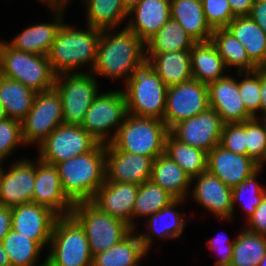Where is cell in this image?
I'll use <instances>...</instances> for the list:
<instances>
[{
    "label": "cell",
    "instance_id": "cell-1",
    "mask_svg": "<svg viewBox=\"0 0 266 266\" xmlns=\"http://www.w3.org/2000/svg\"><path fill=\"white\" fill-rule=\"evenodd\" d=\"M111 30L115 28L101 31L95 65L90 72L111 79L124 77L126 83L137 69L147 63L146 45L127 26L117 34L114 31L111 34Z\"/></svg>",
    "mask_w": 266,
    "mask_h": 266
},
{
    "label": "cell",
    "instance_id": "cell-2",
    "mask_svg": "<svg viewBox=\"0 0 266 266\" xmlns=\"http://www.w3.org/2000/svg\"><path fill=\"white\" fill-rule=\"evenodd\" d=\"M55 166L63 192L73 204L92 201L106 179L105 144L98 143L91 151Z\"/></svg>",
    "mask_w": 266,
    "mask_h": 266
},
{
    "label": "cell",
    "instance_id": "cell-3",
    "mask_svg": "<svg viewBox=\"0 0 266 266\" xmlns=\"http://www.w3.org/2000/svg\"><path fill=\"white\" fill-rule=\"evenodd\" d=\"M86 27V30H78L65 22L60 27L48 54L51 68L56 75L74 73V69L84 64H90L91 70L94 67L102 30Z\"/></svg>",
    "mask_w": 266,
    "mask_h": 266
},
{
    "label": "cell",
    "instance_id": "cell-4",
    "mask_svg": "<svg viewBox=\"0 0 266 266\" xmlns=\"http://www.w3.org/2000/svg\"><path fill=\"white\" fill-rule=\"evenodd\" d=\"M168 133L163 120L127 113L110 144L120 151L155 159L165 153Z\"/></svg>",
    "mask_w": 266,
    "mask_h": 266
},
{
    "label": "cell",
    "instance_id": "cell-5",
    "mask_svg": "<svg viewBox=\"0 0 266 266\" xmlns=\"http://www.w3.org/2000/svg\"><path fill=\"white\" fill-rule=\"evenodd\" d=\"M0 74L21 82L36 93L54 88L56 74L48 55L32 54L0 41Z\"/></svg>",
    "mask_w": 266,
    "mask_h": 266
},
{
    "label": "cell",
    "instance_id": "cell-6",
    "mask_svg": "<svg viewBox=\"0 0 266 266\" xmlns=\"http://www.w3.org/2000/svg\"><path fill=\"white\" fill-rule=\"evenodd\" d=\"M124 87L127 113L163 120L168 87L148 63L137 69Z\"/></svg>",
    "mask_w": 266,
    "mask_h": 266
},
{
    "label": "cell",
    "instance_id": "cell-7",
    "mask_svg": "<svg viewBox=\"0 0 266 266\" xmlns=\"http://www.w3.org/2000/svg\"><path fill=\"white\" fill-rule=\"evenodd\" d=\"M48 246L46 261L51 266H92L93 255L87 236L71 214L58 216Z\"/></svg>",
    "mask_w": 266,
    "mask_h": 266
},
{
    "label": "cell",
    "instance_id": "cell-8",
    "mask_svg": "<svg viewBox=\"0 0 266 266\" xmlns=\"http://www.w3.org/2000/svg\"><path fill=\"white\" fill-rule=\"evenodd\" d=\"M71 215L83 227L93 256L122 241L133 230L124 221L101 211L91 201L75 203Z\"/></svg>",
    "mask_w": 266,
    "mask_h": 266
},
{
    "label": "cell",
    "instance_id": "cell-9",
    "mask_svg": "<svg viewBox=\"0 0 266 266\" xmlns=\"http://www.w3.org/2000/svg\"><path fill=\"white\" fill-rule=\"evenodd\" d=\"M95 77L90 71L56 75L54 88L61 97L63 124L82 125L86 112L99 93Z\"/></svg>",
    "mask_w": 266,
    "mask_h": 266
},
{
    "label": "cell",
    "instance_id": "cell-10",
    "mask_svg": "<svg viewBox=\"0 0 266 266\" xmlns=\"http://www.w3.org/2000/svg\"><path fill=\"white\" fill-rule=\"evenodd\" d=\"M126 115L127 105L123 91L117 89L98 93L86 112L81 127L99 143L108 144L113 140ZM111 130L114 133L109 135Z\"/></svg>",
    "mask_w": 266,
    "mask_h": 266
},
{
    "label": "cell",
    "instance_id": "cell-11",
    "mask_svg": "<svg viewBox=\"0 0 266 266\" xmlns=\"http://www.w3.org/2000/svg\"><path fill=\"white\" fill-rule=\"evenodd\" d=\"M61 124L63 111L58 91L52 88L36 93L31 110L21 121L24 143L39 145Z\"/></svg>",
    "mask_w": 266,
    "mask_h": 266
},
{
    "label": "cell",
    "instance_id": "cell-12",
    "mask_svg": "<svg viewBox=\"0 0 266 266\" xmlns=\"http://www.w3.org/2000/svg\"><path fill=\"white\" fill-rule=\"evenodd\" d=\"M98 143L81 126L61 124L37 146L38 157L55 165L91 151Z\"/></svg>",
    "mask_w": 266,
    "mask_h": 266
},
{
    "label": "cell",
    "instance_id": "cell-13",
    "mask_svg": "<svg viewBox=\"0 0 266 266\" xmlns=\"http://www.w3.org/2000/svg\"><path fill=\"white\" fill-rule=\"evenodd\" d=\"M208 108V85L192 78L167 88L163 121L170 130L178 122L194 117Z\"/></svg>",
    "mask_w": 266,
    "mask_h": 266
},
{
    "label": "cell",
    "instance_id": "cell-14",
    "mask_svg": "<svg viewBox=\"0 0 266 266\" xmlns=\"http://www.w3.org/2000/svg\"><path fill=\"white\" fill-rule=\"evenodd\" d=\"M223 126L218 113L208 108L194 117L178 122L169 132L180 142L208 153L220 144Z\"/></svg>",
    "mask_w": 266,
    "mask_h": 266
},
{
    "label": "cell",
    "instance_id": "cell-15",
    "mask_svg": "<svg viewBox=\"0 0 266 266\" xmlns=\"http://www.w3.org/2000/svg\"><path fill=\"white\" fill-rule=\"evenodd\" d=\"M153 158L127 153L105 144V172L108 182L140 185L151 179Z\"/></svg>",
    "mask_w": 266,
    "mask_h": 266
},
{
    "label": "cell",
    "instance_id": "cell-16",
    "mask_svg": "<svg viewBox=\"0 0 266 266\" xmlns=\"http://www.w3.org/2000/svg\"><path fill=\"white\" fill-rule=\"evenodd\" d=\"M12 229L35 240L42 248L50 244L54 223L58 215L35 202L11 207Z\"/></svg>",
    "mask_w": 266,
    "mask_h": 266
},
{
    "label": "cell",
    "instance_id": "cell-17",
    "mask_svg": "<svg viewBox=\"0 0 266 266\" xmlns=\"http://www.w3.org/2000/svg\"><path fill=\"white\" fill-rule=\"evenodd\" d=\"M35 162L19 159L0 177V205L14 207L33 202Z\"/></svg>",
    "mask_w": 266,
    "mask_h": 266
},
{
    "label": "cell",
    "instance_id": "cell-18",
    "mask_svg": "<svg viewBox=\"0 0 266 266\" xmlns=\"http://www.w3.org/2000/svg\"><path fill=\"white\" fill-rule=\"evenodd\" d=\"M33 202L49 208L58 216L70 215L74 206L63 192L57 167L39 158L35 163Z\"/></svg>",
    "mask_w": 266,
    "mask_h": 266
},
{
    "label": "cell",
    "instance_id": "cell-19",
    "mask_svg": "<svg viewBox=\"0 0 266 266\" xmlns=\"http://www.w3.org/2000/svg\"><path fill=\"white\" fill-rule=\"evenodd\" d=\"M191 196L206 210L213 213L220 220H230L233 217L232 188L208 170L192 178L194 183Z\"/></svg>",
    "mask_w": 266,
    "mask_h": 266
},
{
    "label": "cell",
    "instance_id": "cell-20",
    "mask_svg": "<svg viewBox=\"0 0 266 266\" xmlns=\"http://www.w3.org/2000/svg\"><path fill=\"white\" fill-rule=\"evenodd\" d=\"M209 108L214 109L224 124L242 123L253 118L239 95L238 81L228 74L208 84Z\"/></svg>",
    "mask_w": 266,
    "mask_h": 266
},
{
    "label": "cell",
    "instance_id": "cell-21",
    "mask_svg": "<svg viewBox=\"0 0 266 266\" xmlns=\"http://www.w3.org/2000/svg\"><path fill=\"white\" fill-rule=\"evenodd\" d=\"M138 189L137 184L105 181L91 202L101 211L124 221L132 228V210Z\"/></svg>",
    "mask_w": 266,
    "mask_h": 266
},
{
    "label": "cell",
    "instance_id": "cell-22",
    "mask_svg": "<svg viewBox=\"0 0 266 266\" xmlns=\"http://www.w3.org/2000/svg\"><path fill=\"white\" fill-rule=\"evenodd\" d=\"M260 166L248 156H242L217 145L208 152L207 170L225 185L234 188Z\"/></svg>",
    "mask_w": 266,
    "mask_h": 266
},
{
    "label": "cell",
    "instance_id": "cell-23",
    "mask_svg": "<svg viewBox=\"0 0 266 266\" xmlns=\"http://www.w3.org/2000/svg\"><path fill=\"white\" fill-rule=\"evenodd\" d=\"M53 11L51 23L32 25L7 42L11 47L32 54L48 55L57 33L62 26L65 7H49Z\"/></svg>",
    "mask_w": 266,
    "mask_h": 266
},
{
    "label": "cell",
    "instance_id": "cell-24",
    "mask_svg": "<svg viewBox=\"0 0 266 266\" xmlns=\"http://www.w3.org/2000/svg\"><path fill=\"white\" fill-rule=\"evenodd\" d=\"M128 15L126 26L146 43L171 18L170 0H141Z\"/></svg>",
    "mask_w": 266,
    "mask_h": 266
},
{
    "label": "cell",
    "instance_id": "cell-25",
    "mask_svg": "<svg viewBox=\"0 0 266 266\" xmlns=\"http://www.w3.org/2000/svg\"><path fill=\"white\" fill-rule=\"evenodd\" d=\"M184 201V199H174L160 211L147 218L146 228H148L147 230L150 232L138 234L147 252H149L152 246L151 244L153 243L152 241H154V239H152L153 234H156L161 239H173L181 236L186 221L184 219L185 217L177 212L175 208L183 204L182 202Z\"/></svg>",
    "mask_w": 266,
    "mask_h": 266
},
{
    "label": "cell",
    "instance_id": "cell-26",
    "mask_svg": "<svg viewBox=\"0 0 266 266\" xmlns=\"http://www.w3.org/2000/svg\"><path fill=\"white\" fill-rule=\"evenodd\" d=\"M146 59L167 87L193 78L190 50L146 53Z\"/></svg>",
    "mask_w": 266,
    "mask_h": 266
},
{
    "label": "cell",
    "instance_id": "cell-27",
    "mask_svg": "<svg viewBox=\"0 0 266 266\" xmlns=\"http://www.w3.org/2000/svg\"><path fill=\"white\" fill-rule=\"evenodd\" d=\"M171 19L179 23L196 42L211 39L213 29L206 22L201 0H170Z\"/></svg>",
    "mask_w": 266,
    "mask_h": 266
},
{
    "label": "cell",
    "instance_id": "cell-28",
    "mask_svg": "<svg viewBox=\"0 0 266 266\" xmlns=\"http://www.w3.org/2000/svg\"><path fill=\"white\" fill-rule=\"evenodd\" d=\"M226 28L244 46L249 59L259 68L266 66V34L249 16H236Z\"/></svg>",
    "mask_w": 266,
    "mask_h": 266
},
{
    "label": "cell",
    "instance_id": "cell-29",
    "mask_svg": "<svg viewBox=\"0 0 266 266\" xmlns=\"http://www.w3.org/2000/svg\"><path fill=\"white\" fill-rule=\"evenodd\" d=\"M175 199H186L192 178L165 153L153 160L151 179Z\"/></svg>",
    "mask_w": 266,
    "mask_h": 266
},
{
    "label": "cell",
    "instance_id": "cell-30",
    "mask_svg": "<svg viewBox=\"0 0 266 266\" xmlns=\"http://www.w3.org/2000/svg\"><path fill=\"white\" fill-rule=\"evenodd\" d=\"M192 77L209 84L225 77V64L215 45L209 41L196 42L190 50Z\"/></svg>",
    "mask_w": 266,
    "mask_h": 266
},
{
    "label": "cell",
    "instance_id": "cell-31",
    "mask_svg": "<svg viewBox=\"0 0 266 266\" xmlns=\"http://www.w3.org/2000/svg\"><path fill=\"white\" fill-rule=\"evenodd\" d=\"M136 231L132 230L122 241L108 250L93 256L92 266H139L140 260L148 253Z\"/></svg>",
    "mask_w": 266,
    "mask_h": 266
},
{
    "label": "cell",
    "instance_id": "cell-32",
    "mask_svg": "<svg viewBox=\"0 0 266 266\" xmlns=\"http://www.w3.org/2000/svg\"><path fill=\"white\" fill-rule=\"evenodd\" d=\"M36 92L0 74V101L5 117L22 121L31 110Z\"/></svg>",
    "mask_w": 266,
    "mask_h": 266
},
{
    "label": "cell",
    "instance_id": "cell-33",
    "mask_svg": "<svg viewBox=\"0 0 266 266\" xmlns=\"http://www.w3.org/2000/svg\"><path fill=\"white\" fill-rule=\"evenodd\" d=\"M211 42L217 48L225 67H236L238 76L259 69L248 57L244 46L225 28L213 29Z\"/></svg>",
    "mask_w": 266,
    "mask_h": 266
},
{
    "label": "cell",
    "instance_id": "cell-34",
    "mask_svg": "<svg viewBox=\"0 0 266 266\" xmlns=\"http://www.w3.org/2000/svg\"><path fill=\"white\" fill-rule=\"evenodd\" d=\"M196 41L173 19H169L146 43V53L191 50Z\"/></svg>",
    "mask_w": 266,
    "mask_h": 266
},
{
    "label": "cell",
    "instance_id": "cell-35",
    "mask_svg": "<svg viewBox=\"0 0 266 266\" xmlns=\"http://www.w3.org/2000/svg\"><path fill=\"white\" fill-rule=\"evenodd\" d=\"M165 154L176 162L191 178L207 171L208 153L180 142L170 132L165 140Z\"/></svg>",
    "mask_w": 266,
    "mask_h": 266
},
{
    "label": "cell",
    "instance_id": "cell-36",
    "mask_svg": "<svg viewBox=\"0 0 266 266\" xmlns=\"http://www.w3.org/2000/svg\"><path fill=\"white\" fill-rule=\"evenodd\" d=\"M82 2L86 6L87 26L101 30L116 28L126 17H130L122 0H82Z\"/></svg>",
    "mask_w": 266,
    "mask_h": 266
},
{
    "label": "cell",
    "instance_id": "cell-37",
    "mask_svg": "<svg viewBox=\"0 0 266 266\" xmlns=\"http://www.w3.org/2000/svg\"><path fill=\"white\" fill-rule=\"evenodd\" d=\"M266 255V236L246 229L235 237L230 266H259Z\"/></svg>",
    "mask_w": 266,
    "mask_h": 266
},
{
    "label": "cell",
    "instance_id": "cell-38",
    "mask_svg": "<svg viewBox=\"0 0 266 266\" xmlns=\"http://www.w3.org/2000/svg\"><path fill=\"white\" fill-rule=\"evenodd\" d=\"M1 244L7 252L11 266H39V255L43 248L33 239L11 229Z\"/></svg>",
    "mask_w": 266,
    "mask_h": 266
},
{
    "label": "cell",
    "instance_id": "cell-39",
    "mask_svg": "<svg viewBox=\"0 0 266 266\" xmlns=\"http://www.w3.org/2000/svg\"><path fill=\"white\" fill-rule=\"evenodd\" d=\"M174 199L170 193L152 180L140 184L132 210V229L136 228L133 217L147 216L148 218L167 206Z\"/></svg>",
    "mask_w": 266,
    "mask_h": 266
},
{
    "label": "cell",
    "instance_id": "cell-40",
    "mask_svg": "<svg viewBox=\"0 0 266 266\" xmlns=\"http://www.w3.org/2000/svg\"><path fill=\"white\" fill-rule=\"evenodd\" d=\"M262 169V167H259L245 180L232 188L233 214L236 203L242 204L246 211V220H248L254 214L256 208L261 204V201L266 194V188L259 185L256 180ZM247 194L250 196H247ZM245 197H249L248 200L246 199L247 201H245Z\"/></svg>",
    "mask_w": 266,
    "mask_h": 266
},
{
    "label": "cell",
    "instance_id": "cell-41",
    "mask_svg": "<svg viewBox=\"0 0 266 266\" xmlns=\"http://www.w3.org/2000/svg\"><path fill=\"white\" fill-rule=\"evenodd\" d=\"M245 78L238 81L239 95L242 98L246 111L257 118L261 108V69L244 72ZM257 112V113H256Z\"/></svg>",
    "mask_w": 266,
    "mask_h": 266
},
{
    "label": "cell",
    "instance_id": "cell-42",
    "mask_svg": "<svg viewBox=\"0 0 266 266\" xmlns=\"http://www.w3.org/2000/svg\"><path fill=\"white\" fill-rule=\"evenodd\" d=\"M247 156L260 167L266 162V137L262 123L255 117L246 120Z\"/></svg>",
    "mask_w": 266,
    "mask_h": 266
},
{
    "label": "cell",
    "instance_id": "cell-43",
    "mask_svg": "<svg viewBox=\"0 0 266 266\" xmlns=\"http://www.w3.org/2000/svg\"><path fill=\"white\" fill-rule=\"evenodd\" d=\"M18 145H26L22 137L21 122L5 117L0 120V159L5 161Z\"/></svg>",
    "mask_w": 266,
    "mask_h": 266
},
{
    "label": "cell",
    "instance_id": "cell-44",
    "mask_svg": "<svg viewBox=\"0 0 266 266\" xmlns=\"http://www.w3.org/2000/svg\"><path fill=\"white\" fill-rule=\"evenodd\" d=\"M219 145L233 153L247 156L246 121L224 124Z\"/></svg>",
    "mask_w": 266,
    "mask_h": 266
},
{
    "label": "cell",
    "instance_id": "cell-45",
    "mask_svg": "<svg viewBox=\"0 0 266 266\" xmlns=\"http://www.w3.org/2000/svg\"><path fill=\"white\" fill-rule=\"evenodd\" d=\"M206 22L212 29L225 28L236 16L228 0H201Z\"/></svg>",
    "mask_w": 266,
    "mask_h": 266
},
{
    "label": "cell",
    "instance_id": "cell-46",
    "mask_svg": "<svg viewBox=\"0 0 266 266\" xmlns=\"http://www.w3.org/2000/svg\"><path fill=\"white\" fill-rule=\"evenodd\" d=\"M207 245L209 250H216L217 253L220 251V256L219 259L216 260L215 266H230L234 240L228 239L225 235H218L210 238Z\"/></svg>",
    "mask_w": 266,
    "mask_h": 266
},
{
    "label": "cell",
    "instance_id": "cell-47",
    "mask_svg": "<svg viewBox=\"0 0 266 266\" xmlns=\"http://www.w3.org/2000/svg\"><path fill=\"white\" fill-rule=\"evenodd\" d=\"M245 229L266 236V194L254 214L247 220Z\"/></svg>",
    "mask_w": 266,
    "mask_h": 266
},
{
    "label": "cell",
    "instance_id": "cell-48",
    "mask_svg": "<svg viewBox=\"0 0 266 266\" xmlns=\"http://www.w3.org/2000/svg\"><path fill=\"white\" fill-rule=\"evenodd\" d=\"M266 34V1L253 4L248 15Z\"/></svg>",
    "mask_w": 266,
    "mask_h": 266
},
{
    "label": "cell",
    "instance_id": "cell-49",
    "mask_svg": "<svg viewBox=\"0 0 266 266\" xmlns=\"http://www.w3.org/2000/svg\"><path fill=\"white\" fill-rule=\"evenodd\" d=\"M12 229L11 207L0 205V243L4 236Z\"/></svg>",
    "mask_w": 266,
    "mask_h": 266
},
{
    "label": "cell",
    "instance_id": "cell-50",
    "mask_svg": "<svg viewBox=\"0 0 266 266\" xmlns=\"http://www.w3.org/2000/svg\"><path fill=\"white\" fill-rule=\"evenodd\" d=\"M235 16H248L253 6L252 0H228Z\"/></svg>",
    "mask_w": 266,
    "mask_h": 266
},
{
    "label": "cell",
    "instance_id": "cell-51",
    "mask_svg": "<svg viewBox=\"0 0 266 266\" xmlns=\"http://www.w3.org/2000/svg\"><path fill=\"white\" fill-rule=\"evenodd\" d=\"M260 97H261V108L260 113L262 112V116L266 117V70L261 69V89H260Z\"/></svg>",
    "mask_w": 266,
    "mask_h": 266
},
{
    "label": "cell",
    "instance_id": "cell-52",
    "mask_svg": "<svg viewBox=\"0 0 266 266\" xmlns=\"http://www.w3.org/2000/svg\"><path fill=\"white\" fill-rule=\"evenodd\" d=\"M49 7H66V4L70 2L69 0H40Z\"/></svg>",
    "mask_w": 266,
    "mask_h": 266
},
{
    "label": "cell",
    "instance_id": "cell-53",
    "mask_svg": "<svg viewBox=\"0 0 266 266\" xmlns=\"http://www.w3.org/2000/svg\"><path fill=\"white\" fill-rule=\"evenodd\" d=\"M0 266H11L9 256L1 243H0Z\"/></svg>",
    "mask_w": 266,
    "mask_h": 266
},
{
    "label": "cell",
    "instance_id": "cell-54",
    "mask_svg": "<svg viewBox=\"0 0 266 266\" xmlns=\"http://www.w3.org/2000/svg\"><path fill=\"white\" fill-rule=\"evenodd\" d=\"M124 7L130 11L134 6H136L141 0H122Z\"/></svg>",
    "mask_w": 266,
    "mask_h": 266
},
{
    "label": "cell",
    "instance_id": "cell-55",
    "mask_svg": "<svg viewBox=\"0 0 266 266\" xmlns=\"http://www.w3.org/2000/svg\"><path fill=\"white\" fill-rule=\"evenodd\" d=\"M257 119L262 123V126H263V128H264V131H265V137H266V117H260V119H259V117H257Z\"/></svg>",
    "mask_w": 266,
    "mask_h": 266
},
{
    "label": "cell",
    "instance_id": "cell-56",
    "mask_svg": "<svg viewBox=\"0 0 266 266\" xmlns=\"http://www.w3.org/2000/svg\"><path fill=\"white\" fill-rule=\"evenodd\" d=\"M4 118H5V114H4V111H3L2 103L0 101V120H2Z\"/></svg>",
    "mask_w": 266,
    "mask_h": 266
},
{
    "label": "cell",
    "instance_id": "cell-57",
    "mask_svg": "<svg viewBox=\"0 0 266 266\" xmlns=\"http://www.w3.org/2000/svg\"><path fill=\"white\" fill-rule=\"evenodd\" d=\"M259 266H266V255H265V257L261 260V262L259 263Z\"/></svg>",
    "mask_w": 266,
    "mask_h": 266
},
{
    "label": "cell",
    "instance_id": "cell-58",
    "mask_svg": "<svg viewBox=\"0 0 266 266\" xmlns=\"http://www.w3.org/2000/svg\"><path fill=\"white\" fill-rule=\"evenodd\" d=\"M39 266H51V265L45 259L44 262L42 264L40 263Z\"/></svg>",
    "mask_w": 266,
    "mask_h": 266
},
{
    "label": "cell",
    "instance_id": "cell-59",
    "mask_svg": "<svg viewBox=\"0 0 266 266\" xmlns=\"http://www.w3.org/2000/svg\"><path fill=\"white\" fill-rule=\"evenodd\" d=\"M2 161H3V160H2V159H0V177H1V173H2V171H3V169H4V168L1 166V165H2V164H1V163H2Z\"/></svg>",
    "mask_w": 266,
    "mask_h": 266
},
{
    "label": "cell",
    "instance_id": "cell-60",
    "mask_svg": "<svg viewBox=\"0 0 266 266\" xmlns=\"http://www.w3.org/2000/svg\"><path fill=\"white\" fill-rule=\"evenodd\" d=\"M252 1H253L254 4H256V3L264 2L266 0H252Z\"/></svg>",
    "mask_w": 266,
    "mask_h": 266
}]
</instances>
